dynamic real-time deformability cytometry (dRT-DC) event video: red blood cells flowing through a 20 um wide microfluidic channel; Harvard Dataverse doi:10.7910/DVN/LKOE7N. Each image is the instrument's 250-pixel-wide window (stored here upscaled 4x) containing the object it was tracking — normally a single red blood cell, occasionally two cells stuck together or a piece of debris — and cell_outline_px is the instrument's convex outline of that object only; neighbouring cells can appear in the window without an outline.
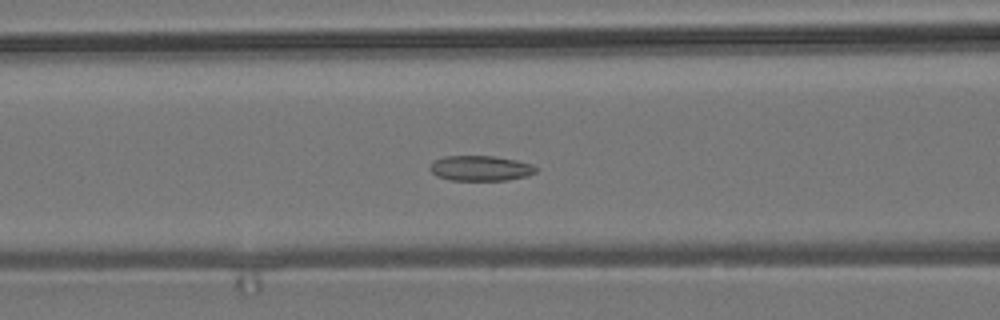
{"species": "common noctule bat (a hibernating species)", "species_latin": "Nyctalus noctula", "temperature_condition": "room temperature", "stored_images_in_passage": 48, "camera_frame_rate_fps": 3000, "um_per_image_px": 0.085, "animal": {"sex": "male", "body_mass_g": 19.2, "forearm_length_mm": 51.8}, "frame": {"image": 1, "passage_image": 14, "time_ms": 4.333, "image_size_px": [1000, 320], "cell_outline_px": [[536, 172], [528, 176], [508, 180], [452, 180], [436, 176], [428, 168], [432, 160], [444, 156], [492, 156], [516, 160], [532, 164], [536, 168]], "centroid_in_image_um": [40.81, 14.3], "position_along_channel_um": 125.8, "area_um2": 15.66}}
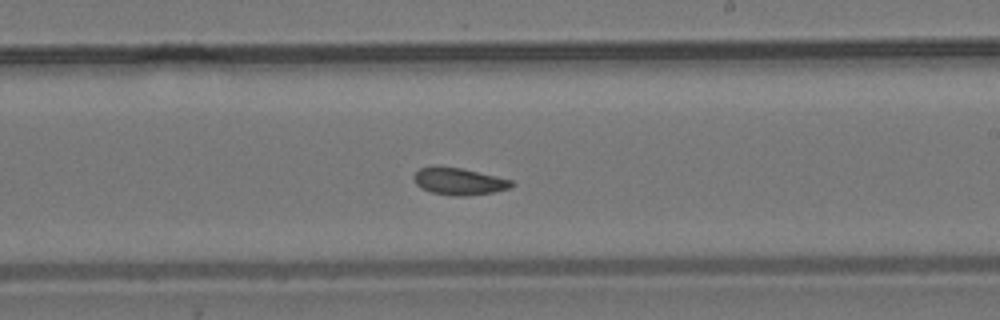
{"frame": {"image": 2, "passage_image": 24, "time_ms": 7.667, "image_size_px": [1000, 320], "cell_outline_px": [[516, 184], [508, 188], [492, 192], [464, 196], [452, 196], [432, 192], [416, 184], [412, 176], [420, 168], [460, 168], [496, 176], [512, 180]], "centroid_in_image_um": [39.05, 15.44], "position_along_channel_um": 250.0, "area_um2": 14.85}}
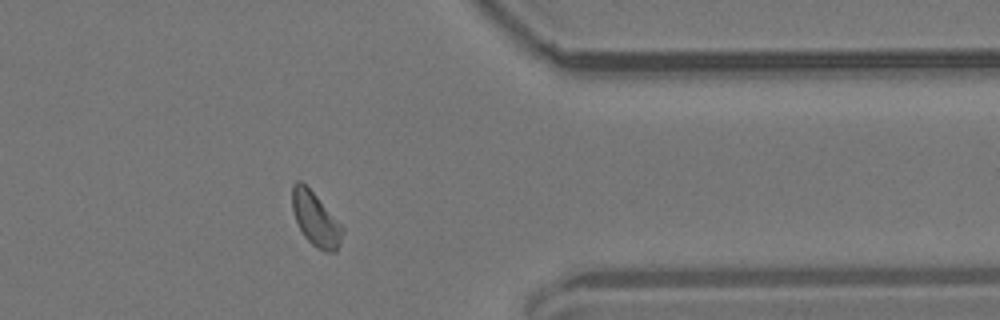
{"frame": {"image": 3, "passage_image": 36, "time_ms": 11.667, "image_size_px": [1000, 320], "cell_outline_px": [[344, 232], [340, 244], [336, 252], [324, 252], [316, 248], [304, 236], [296, 220], [292, 208], [292, 184], [296, 180], [300, 180], [316, 196], [344, 228]], "centroid_in_image_um": [26.83, 18.66], "position_along_channel_um": 384.6, "area_um2": 15.61}, "authors_computed_cell_mechanics": {"area_um2": 15.8083, "velocity_mm_per_s": 3.7373, "shape_relaxation_time_tau1_ms": 9.3745, "shape_relaxation_time_tau2_ms": 5.1471, "deformation_change_tau1": 0.1273, "deformation_change_tau2": 0.1027}}